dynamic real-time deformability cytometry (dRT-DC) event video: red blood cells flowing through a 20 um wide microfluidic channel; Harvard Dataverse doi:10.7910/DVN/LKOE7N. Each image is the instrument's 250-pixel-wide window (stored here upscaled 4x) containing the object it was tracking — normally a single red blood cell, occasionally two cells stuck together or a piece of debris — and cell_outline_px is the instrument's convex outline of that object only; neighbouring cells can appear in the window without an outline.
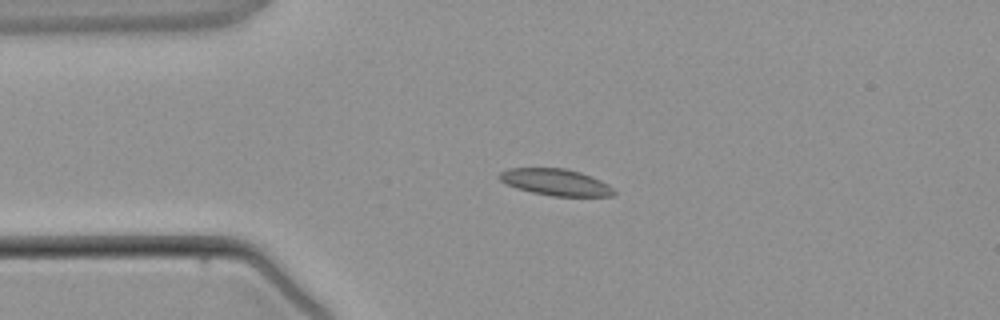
{"species": "common noctule bat (a hibernating species)", "species_latin": "Nyctalus noctula", "temperature_condition": "warm", "stored_images_in_passage": 3, "camera_frame_rate_fps": 3000, "um_per_image_px": 0.085, "animal": {"sex": "male", "body_mass_g": 21.5, "forearm_length_mm": 52.0}, "frame": {"image": 1, "passage_image": 1, "time_ms": 0.0, "image_size_px": [1000, 320], "cell_outline_px": [[616, 192], [612, 196], [552, 196], [532, 192], [516, 188], [504, 184], [496, 176], [500, 172], [508, 168], [564, 168], [580, 172], [592, 176], [608, 184]], "centroid_in_image_um": [47.19, 15.48], "position_along_channel_um": 37.8, "area_um2": 17.86}}
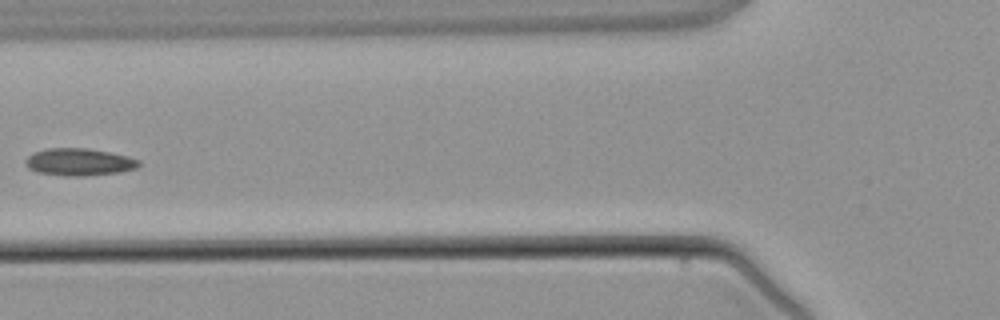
{"frame": {"image": 2, "passage_image": 3, "time_ms": 2.333, "image_size_px": [1000, 320], "cell_outline_px": [[140, 164], [136, 168], [120, 172], [84, 176], [64, 176], [36, 172], [28, 168], [24, 160], [32, 152], [48, 148], [88, 148], [128, 156], [140, 160]], "centroid_in_image_um": [6.7, 13.77], "position_along_channel_um": 119.1, "area_um2": 18.15}}